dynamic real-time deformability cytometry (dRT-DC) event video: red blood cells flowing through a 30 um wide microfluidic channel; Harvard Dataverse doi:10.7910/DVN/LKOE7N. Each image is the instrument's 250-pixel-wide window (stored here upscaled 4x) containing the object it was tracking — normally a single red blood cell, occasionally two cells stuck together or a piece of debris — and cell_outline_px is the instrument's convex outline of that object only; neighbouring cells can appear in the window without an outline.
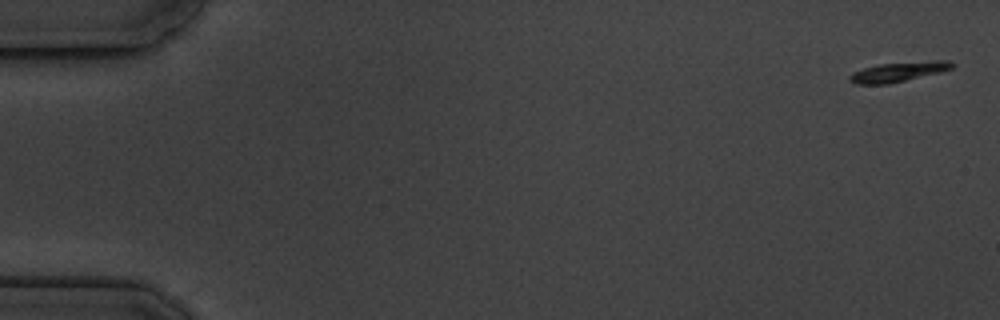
{"species": "common noctule bat (a hibernating species)", "species_latin": "Nyctalus noctula", "temperature_condition": "cold", "stored_images_in_passage": 5, "camera_frame_rate_fps": 3000, "um_per_image_px": 0.085, "animal": {"sex": "male", "body_mass_g": 19.5, "forearm_length_mm": 54.6}, "frame": {"image": 1, "passage_image": 1, "time_ms": 0.0, "image_size_px": [1000, 320], "cell_outline_px": [[956, 64], [952, 68], [940, 72], [888, 84], [856, 84], [848, 80], [848, 76], [852, 72], [864, 68], [880, 64], [936, 60], [948, 60]], "centroid_in_image_um": [76.35, 6.1], "position_along_channel_um": 8.6, "area_um2": 11.73}}
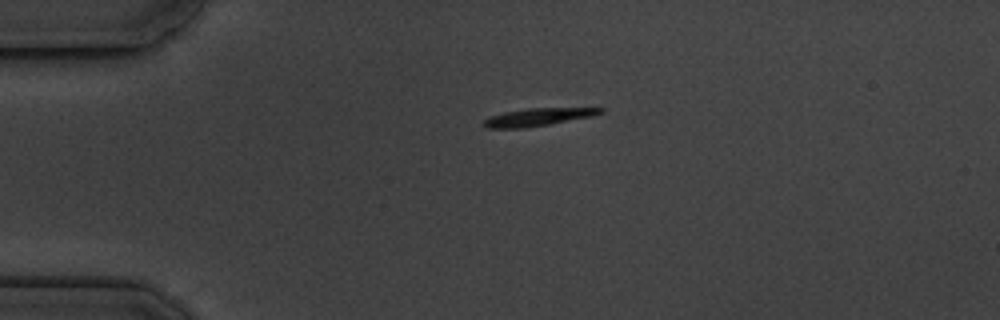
{"frame": {"image": 2, "passage_image": 4, "time_ms": 4.0, "image_size_px": [1000, 320], "cell_outline_px": [[604, 112], [592, 116], [548, 124], [524, 128], [488, 128], [484, 124], [484, 120], [488, 116], [504, 112], [528, 108], [604, 108]], "centroid_in_image_um": [45.7, 9.94], "position_along_channel_um": 39.3, "area_um2": 11.85}}